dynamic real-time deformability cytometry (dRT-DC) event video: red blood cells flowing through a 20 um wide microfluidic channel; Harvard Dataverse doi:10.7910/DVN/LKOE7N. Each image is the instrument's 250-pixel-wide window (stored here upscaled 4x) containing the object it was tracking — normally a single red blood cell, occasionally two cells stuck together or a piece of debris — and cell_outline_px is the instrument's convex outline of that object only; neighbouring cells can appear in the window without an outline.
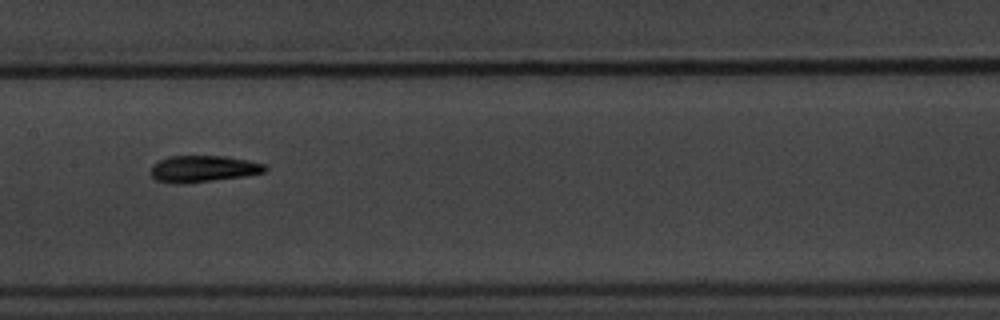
{"species": "common noctule bat (a hibernating species)", "species_latin": "Nyctalus noctula", "temperature_condition": "warm", "stored_images_in_passage": 11, "camera_frame_rate_fps": 3000, "um_per_image_px": 0.085, "animal": {"sex": "male", "body_mass_g": 20.1, "forearm_length_mm": 53.5}, "frame": {"image": 1, "passage_image": 4, "time_ms": 4.333, "image_size_px": [1000, 320], "cell_outline_px": [[268, 168], [264, 172], [244, 176], [180, 184], [172, 184], [156, 180], [152, 176], [152, 164], [168, 156], [224, 156], [248, 160], [264, 164]], "centroid_in_image_um": [17.25, 14.34], "position_along_channel_um": 190.2, "area_um2": 17.57}}
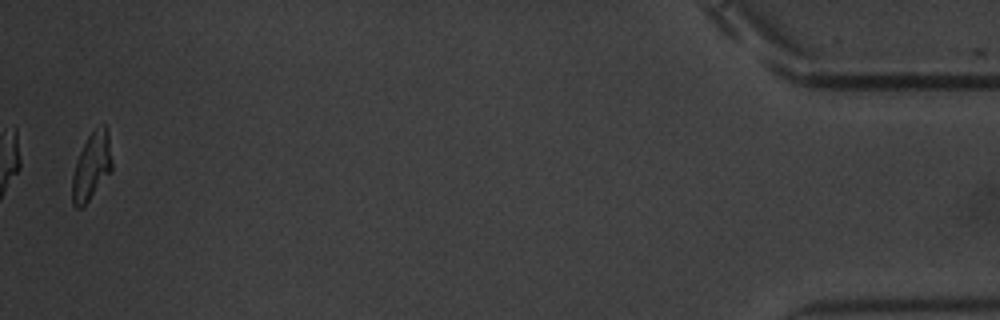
{"frame": {"image": 2, "passage_image": 11, "time_ms": 13.667, "image_size_px": [1000, 320], "cell_outline_px": [[112, 172], [88, 200], [80, 208], [76, 208], [72, 204], [72, 176], [80, 152], [88, 136], [96, 128], [104, 124], [108, 132], [112, 160]], "centroid_in_image_um": [7.8, 14.15], "position_along_channel_um": 427.4, "area_um2": 15.37}, "authors_computed_cell_mechanics": {"area_um2": 17.34, "velocity_mm_per_s": 3.4291, "shape_relaxation_time_tau1_ms": 4.466, "shape_relaxation_time_tau2_ms": 2.0341, "deformation_change_tau1": 0.1423, "deformation_change_tau2": 0.07}}